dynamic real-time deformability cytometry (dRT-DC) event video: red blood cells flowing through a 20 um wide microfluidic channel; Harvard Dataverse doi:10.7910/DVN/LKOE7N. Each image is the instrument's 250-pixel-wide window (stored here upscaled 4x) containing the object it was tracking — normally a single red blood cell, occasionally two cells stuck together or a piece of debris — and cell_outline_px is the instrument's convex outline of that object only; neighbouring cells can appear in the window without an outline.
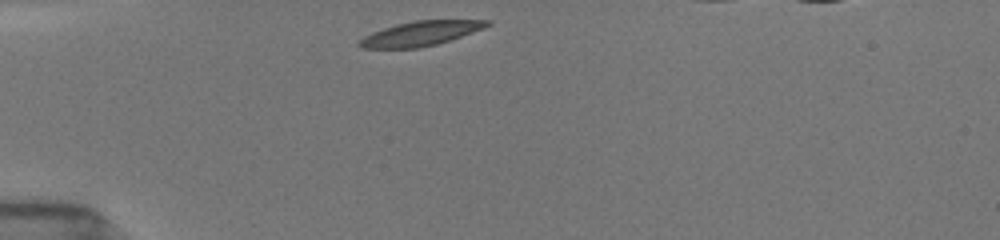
{"species": "common noctule bat (a hibernating species)", "species_latin": "Nyctalus noctula", "temperature_condition": "room temperature", "stored_images_in_passage": 36, "camera_frame_rate_fps": 3000, "um_per_image_px": 0.085, "animal": {"sex": "female", "body_mass_g": 19.5, "forearm_length_mm": 54.1}, "frame": {"image": 1, "passage_image": 1, "time_ms": 0.0, "image_size_px": [1000, 240], "cell_outline_px": [[492, 24], [460, 36], [436, 44], [416, 48], [360, 48], [356, 44], [364, 36], [372, 32], [396, 24], [416, 20], [488, 20]], "centroid_in_image_um": [35.67, 2.85], "position_along_channel_um": 49.3, "area_um2": 17.92}}
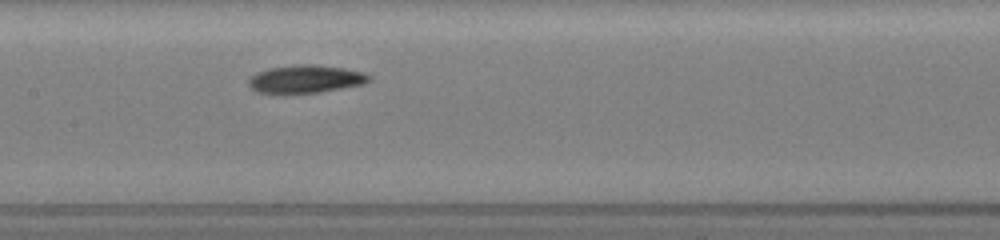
{"frame": {"image": 2, "passage_image": 13, "time_ms": 4.0, "image_size_px": [1000, 240], "cell_outline_px": [[372, 80], [364, 84], [316, 92], [260, 92], [252, 88], [248, 84], [248, 80], [256, 72], [272, 68], [304, 64], [312, 64], [344, 68], [364, 72], [372, 76]], "centroid_in_image_um": [26.05, 6.7], "position_along_channel_um": 181.4, "area_um2": 19.07}}
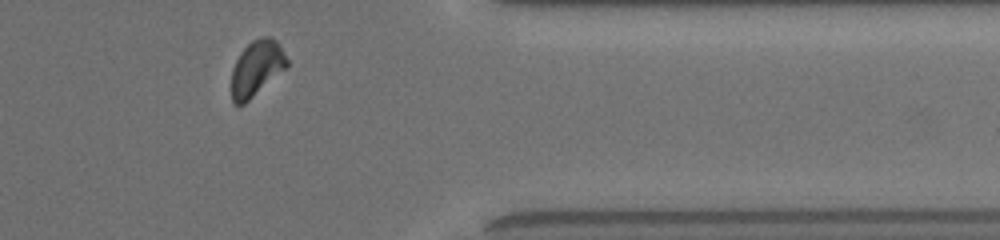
{"frame": {"image": 3, "passage_image": 30, "time_ms": 9.667, "image_size_px": [1000, 240], "cell_outline_px": [[288, 64], [284, 68], [244, 104], [236, 104], [232, 100], [232, 68], [240, 52], [252, 40], [260, 36], [272, 36], [276, 40], [288, 60]], "centroid_in_image_um": [21.79, 5.75], "position_along_channel_um": 389.6, "area_um2": 17.51}}